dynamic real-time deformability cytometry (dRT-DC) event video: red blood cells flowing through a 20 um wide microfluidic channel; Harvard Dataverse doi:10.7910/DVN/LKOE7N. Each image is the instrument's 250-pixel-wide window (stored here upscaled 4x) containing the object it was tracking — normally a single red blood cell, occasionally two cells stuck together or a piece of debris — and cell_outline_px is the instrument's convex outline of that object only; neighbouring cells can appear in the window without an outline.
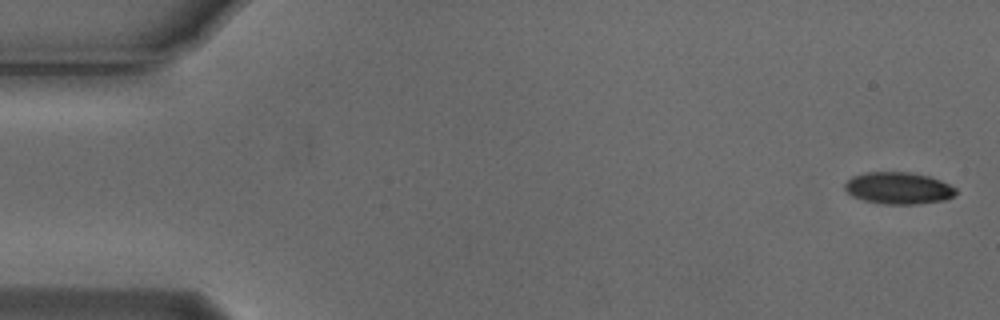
{"species": "Egyptian fruit bat (a non-hibernating species)", "species_latin": "Rousettus aegyptiacus", "temperature_condition": "cold", "stored_images_in_passage": 4, "camera_frame_rate_fps": 3000, "um_per_image_px": 0.085, "animal": {"sex": "male"}, "frame": {"image": 1, "passage_image": 1, "time_ms": 0.0, "image_size_px": [1000, 320], "cell_outline_px": [[956, 192], [952, 196], [944, 200], [916, 204], [884, 204], [864, 200], [852, 196], [844, 188], [844, 184], [852, 176], [868, 172], [908, 172], [928, 176], [940, 180], [956, 188]], "centroid_in_image_um": [76.35, 15.99], "position_along_channel_um": 8.7, "area_um2": 20.46}}
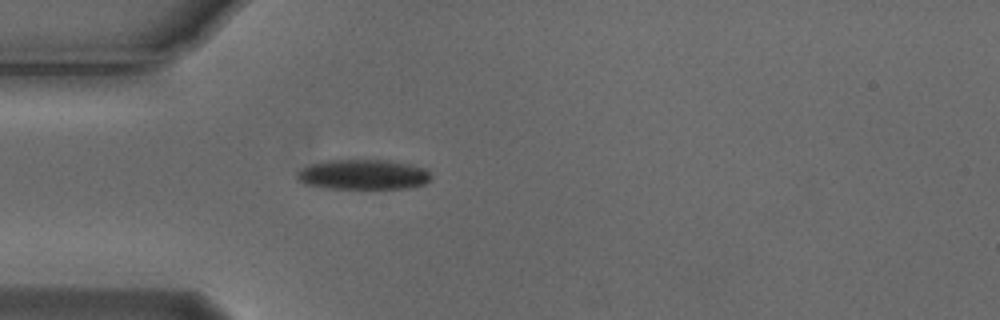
{"frame": {"image": 2, "passage_image": 4, "time_ms": 1.0, "image_size_px": [1000, 320], "cell_outline_px": [[432, 176], [424, 184], [408, 188], [328, 188], [304, 184], [296, 180], [296, 172], [312, 164], [328, 160], [388, 160], [408, 164], [424, 168]], "centroid_in_image_um": [30.84, 14.84], "position_along_channel_um": 54.2, "area_um2": 23.29}}